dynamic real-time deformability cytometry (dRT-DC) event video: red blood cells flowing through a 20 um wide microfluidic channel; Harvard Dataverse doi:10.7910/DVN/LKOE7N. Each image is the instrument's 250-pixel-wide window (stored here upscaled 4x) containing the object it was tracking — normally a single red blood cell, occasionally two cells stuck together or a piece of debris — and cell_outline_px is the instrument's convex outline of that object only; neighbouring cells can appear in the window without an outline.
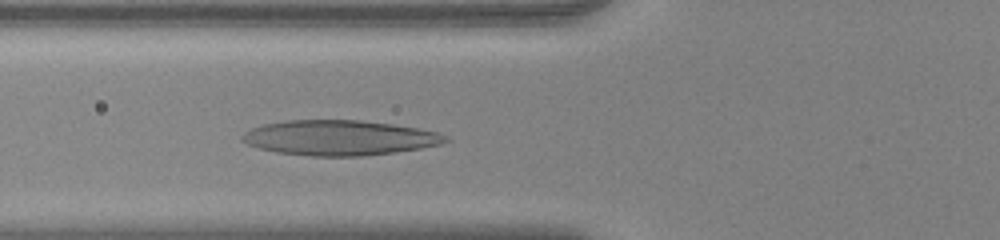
{"species": "human", "species_latin": "Homo sapiens", "temperature_condition": "warm", "stored_images_in_passage": 33, "camera_frame_rate_fps": 3000, "um_per_image_px": 0.085, "donor": {"sex": "female"}, "frame": {"image": 1, "passage_image": 4, "time_ms": 1.0, "image_size_px": [1000, 240], "cell_outline_px": [[452, 140], [440, 144], [420, 148], [396, 152], [360, 156], [312, 156], [276, 152], [260, 148], [248, 144], [240, 140], [240, 136], [244, 132], [252, 128], [264, 124], [288, 120], [360, 120], [392, 124], [416, 128], [436, 132], [448, 136]], "centroid_in_image_um": [28.84, 11.71], "position_along_channel_um": 97.0, "area_um2": 41.5}}
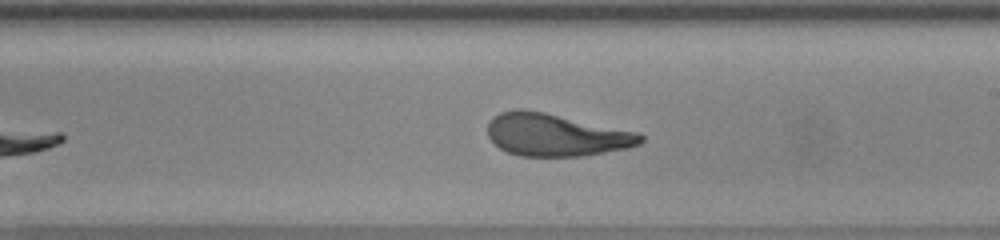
{"frame": {"image": 2, "passage_image": 15, "time_ms": 4.667, "image_size_px": [1000, 240], "cell_outline_px": [[644, 140], [640, 144], [624, 148], [604, 152], [580, 156], [520, 156], [508, 152], [500, 148], [488, 136], [488, 124], [500, 112], [516, 108], [520, 108], [544, 112], [636, 132], [644, 136]], "centroid_in_image_um": [47.22, 11.46], "position_along_channel_um": 241.8, "area_um2": 37.34}}
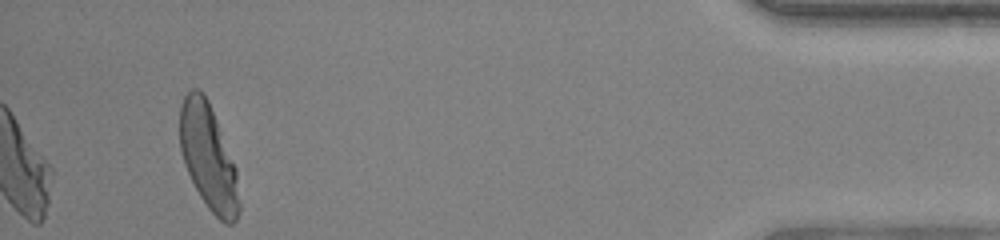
{"frame": {"image": 3, "passage_image": 33, "time_ms": 10.667, "image_size_px": [1000, 240], "cell_outline_px": [[240, 208], [236, 220], [232, 224], [224, 224], [208, 208], [200, 196], [184, 164], [180, 148], [180, 104], [184, 96], [192, 88], [200, 88], [204, 92], [208, 100], [236, 168], [240, 204]], "centroid_in_image_um": [17.71, 13.35], "position_along_channel_um": 417.5, "area_um2": 36.36}, "authors_computed_cell_mechanics": {"area_um2": 37.6278, "velocity_mm_per_s": 3.9457, "shape_relaxation_time_tau1_ms": 6.0161, "shape_relaxation_time_tau2_ms": 1.1597, "deformation_change_tau1": 0.2507, "deformation_change_tau2": 0.0946}}